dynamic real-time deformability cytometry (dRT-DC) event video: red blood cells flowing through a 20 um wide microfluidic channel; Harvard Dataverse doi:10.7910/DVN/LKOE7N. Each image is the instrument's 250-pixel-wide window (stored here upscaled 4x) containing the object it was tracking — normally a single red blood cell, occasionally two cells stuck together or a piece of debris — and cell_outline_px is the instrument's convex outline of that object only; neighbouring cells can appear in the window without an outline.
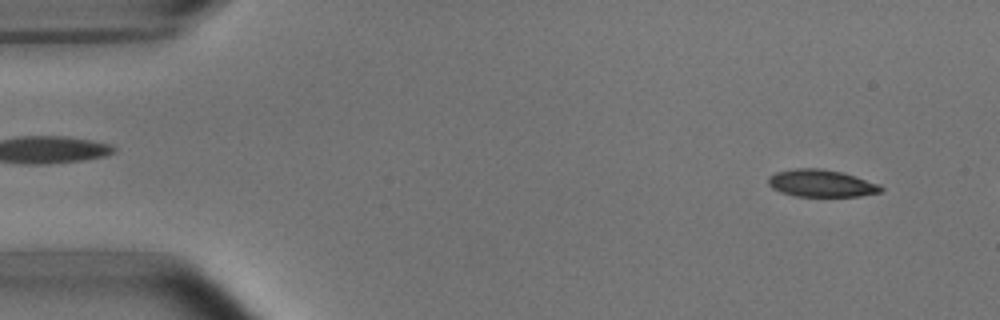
{"species": "common noctule bat (a hibernating species)", "species_latin": "Nyctalus noctula", "temperature_condition": "room temperature", "stored_images_in_passage": 3, "camera_frame_rate_fps": 3000, "um_per_image_px": 0.085, "animal": {"sex": "male", "body_mass_g": 15.6}, "frame": {"image": 1, "passage_image": 1, "time_ms": 0.0, "image_size_px": [1000, 320], "cell_outline_px": [[884, 188], [880, 192], [860, 196], [792, 196], [780, 192], [772, 188], [768, 184], [768, 176], [776, 172], [792, 168], [820, 168], [844, 172], [880, 184]], "centroid_in_image_um": [69.79, 15.57], "position_along_channel_um": 15.2, "area_um2": 18.15}}